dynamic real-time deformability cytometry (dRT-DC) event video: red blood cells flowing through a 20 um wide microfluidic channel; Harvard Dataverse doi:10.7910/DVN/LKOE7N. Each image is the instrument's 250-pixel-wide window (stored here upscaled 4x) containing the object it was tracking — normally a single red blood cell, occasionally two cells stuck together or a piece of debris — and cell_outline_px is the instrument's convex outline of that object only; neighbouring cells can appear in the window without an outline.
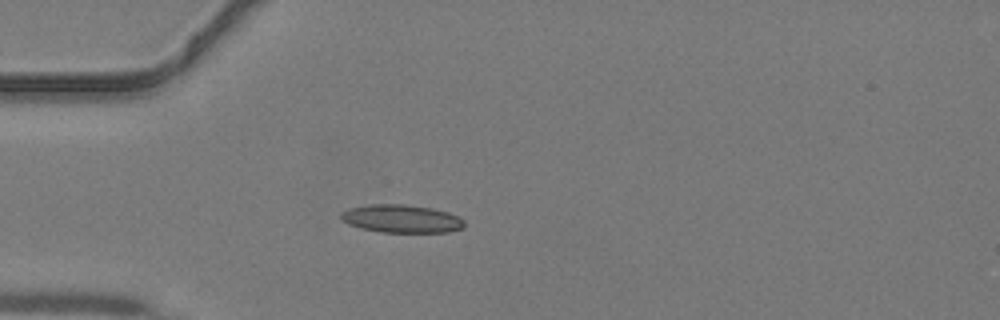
{"species": "common noctule bat (a hibernating species)", "species_latin": "Nyctalus noctula", "temperature_condition": "warm", "stored_images_in_passage": 37, "camera_frame_rate_fps": 3000, "um_per_image_px": 0.085, "animal": {"sex": "male", "body_mass_g": 19.2, "forearm_length_mm": 51.8}, "frame": {"image": 1, "passage_image": 12, "time_ms": 3.667, "image_size_px": [1000, 320], "cell_outline_px": [[464, 228], [448, 232], [380, 232], [360, 228], [348, 224], [340, 216], [340, 212], [348, 208], [368, 204], [404, 204], [432, 208], [448, 212], [464, 220]], "centroid_in_image_um": [34.11, 18.59], "position_along_channel_um": 50.9, "area_um2": 20.23}}
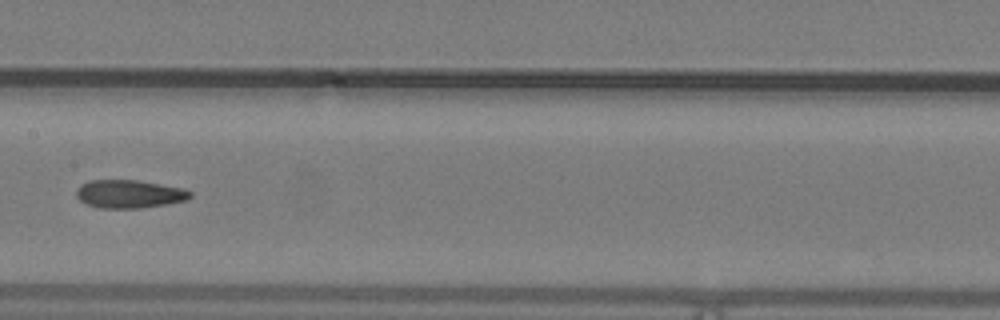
{"frame": {"image": 2, "passage_image": 22, "time_ms": 7.0, "image_size_px": [1000, 320], "cell_outline_px": [[192, 196], [184, 200], [168, 204], [140, 208], [100, 208], [88, 204], [80, 200], [76, 196], [76, 188], [80, 184], [88, 180], [136, 180], [184, 188], [192, 192]], "centroid_in_image_um": [10.97, 16.48], "position_along_channel_um": 196.4, "area_um2": 18.73}}
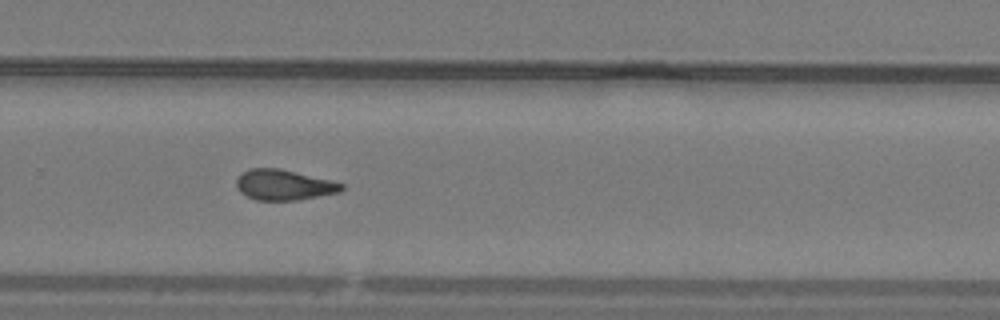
{"frame": {"image": 3, "passage_image": 29, "time_ms": 9.333, "image_size_px": [1000, 320], "cell_outline_px": [[344, 188], [340, 192], [296, 200], [256, 200], [240, 192], [236, 184], [236, 180], [240, 172], [248, 168], [280, 168], [332, 180], [344, 184]], "centroid_in_image_um": [24.12, 15.7], "position_along_channel_um": 305.7, "area_um2": 18.79}}